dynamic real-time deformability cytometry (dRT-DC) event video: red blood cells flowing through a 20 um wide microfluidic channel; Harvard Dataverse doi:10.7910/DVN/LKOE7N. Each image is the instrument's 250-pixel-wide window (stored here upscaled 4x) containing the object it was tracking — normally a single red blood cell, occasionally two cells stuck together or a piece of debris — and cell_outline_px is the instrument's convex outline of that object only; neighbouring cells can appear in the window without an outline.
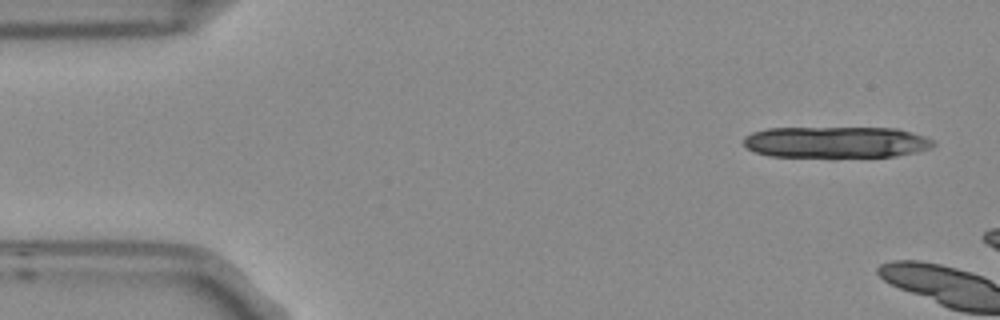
{"species": "Egyptian fruit bat (a non-hibernating species)", "species_latin": "Rousettus aegyptiacus", "temperature_condition": "room temperature", "stored_images_in_passage": 2, "camera_frame_rate_fps": 3000, "um_per_image_px": 0.085, "frame": {"image": 1, "passage_image": 1, "time_ms": 0.0, "image_size_px": [1000, 320], "cell_outline_px": [[936, 144], [932, 148], [916, 152], [896, 156], [836, 160], [832, 160], [768, 156], [756, 152], [748, 148], [744, 144], [744, 136], [752, 132], [768, 128], [896, 128], [924, 136], [936, 140]], "centroid_in_image_um": [71.08, 12.14], "position_along_channel_um": 13.9, "area_um2": 36.41}}